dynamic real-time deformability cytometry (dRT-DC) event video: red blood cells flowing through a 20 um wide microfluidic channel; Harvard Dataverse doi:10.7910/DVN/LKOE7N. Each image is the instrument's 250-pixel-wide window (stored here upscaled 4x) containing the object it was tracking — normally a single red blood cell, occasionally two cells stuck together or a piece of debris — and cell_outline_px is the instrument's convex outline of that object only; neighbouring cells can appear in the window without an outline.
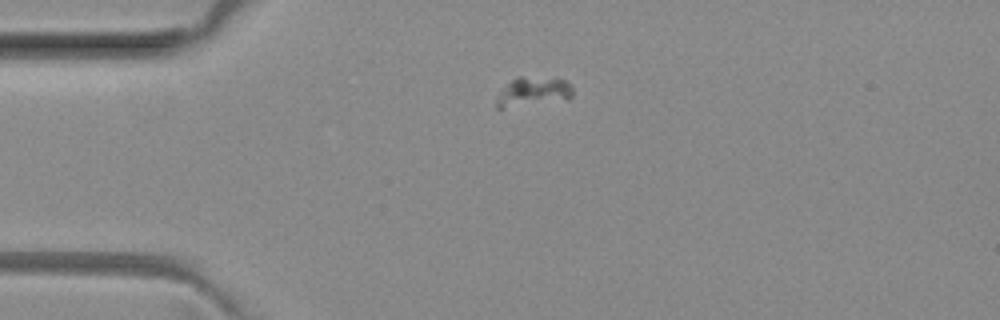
{"species": "common noctule bat (a hibernating species)", "species_latin": "Nyctalus noctula", "temperature_condition": "room temperature", "stored_images_in_passage": 49, "camera_frame_rate_fps": 3000, "um_per_image_px": 0.085, "animal": {"sex": "female", "body_mass_g": 29.2, "forearm_length_mm": 56.3}, "frame": {"image": 1, "passage_image": 8, "time_ms": 2.333, "image_size_px": [1000, 320], "cell_outline_px": [[572, 96], [568, 100], [500, 108], [496, 108], [496, 100], [500, 88], [516, 76], [520, 76], [564, 80], [572, 88]], "centroid_in_image_um": [45.26, 7.8], "position_along_channel_um": 39.7, "area_um2": 13.01}}
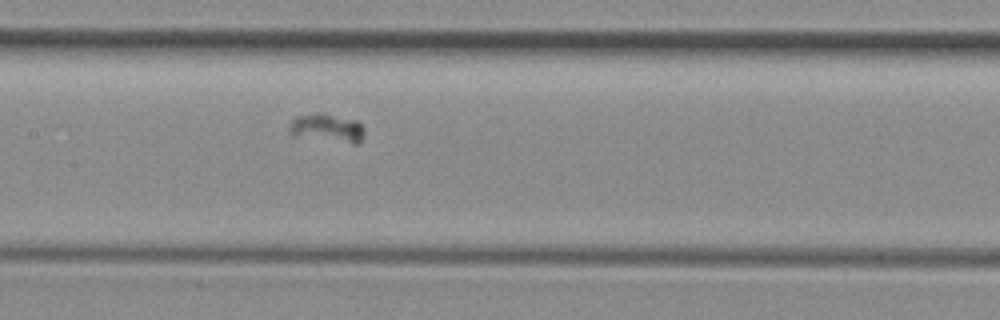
{"frame": {"image": 2, "passage_image": 21, "time_ms": 6.667, "image_size_px": [1000, 320], "cell_outline_px": [[364, 132], [360, 140], [356, 144], [352, 144], [292, 136], [288, 132], [288, 128], [292, 120], [296, 116], [320, 112], [324, 112], [356, 120], [364, 128]], "centroid_in_image_um": [27.77, 10.88], "position_along_channel_um": 179.6, "area_um2": 12.77}}
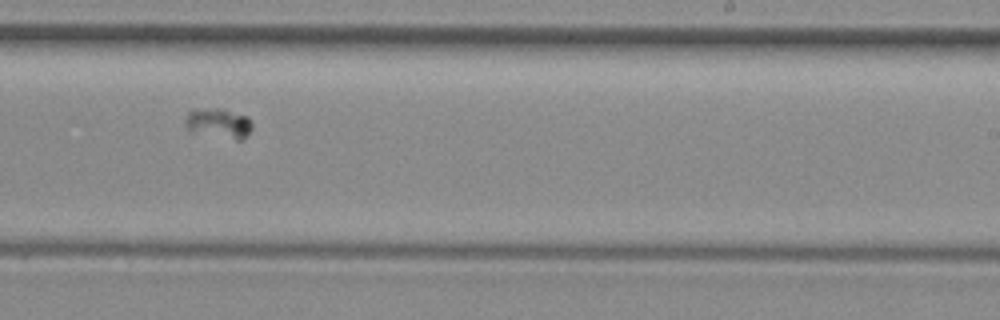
{"frame": {"image": 3, "passage_image": 28, "time_ms": 9.0, "image_size_px": [1000, 320], "cell_outline_px": [[252, 128], [248, 136], [244, 140], [236, 140], [192, 132], [184, 124], [184, 120], [188, 112], [192, 108], [224, 108], [248, 116], [252, 120]], "centroid_in_image_um": [18.61, 10.46], "position_along_channel_um": 270.4, "area_um2": 12.2}}